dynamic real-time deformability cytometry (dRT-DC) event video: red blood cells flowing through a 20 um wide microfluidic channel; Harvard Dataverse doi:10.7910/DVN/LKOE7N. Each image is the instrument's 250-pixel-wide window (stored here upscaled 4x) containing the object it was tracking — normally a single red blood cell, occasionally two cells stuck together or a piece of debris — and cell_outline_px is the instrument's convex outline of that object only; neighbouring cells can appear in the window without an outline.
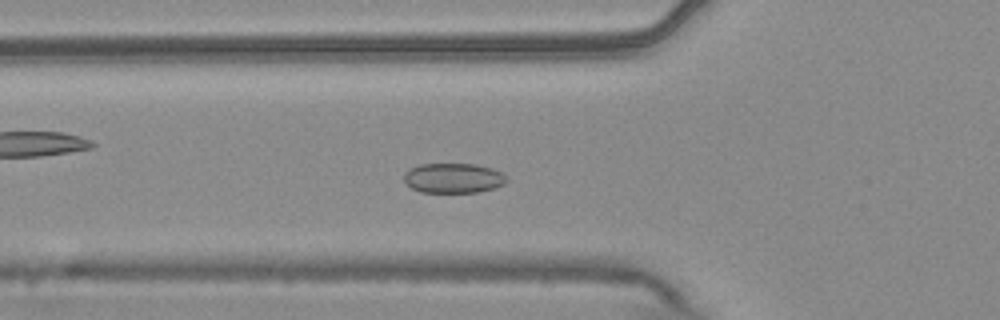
{"species": "common noctule bat (a hibernating species)", "species_latin": "Nyctalus noctula", "temperature_condition": "warm", "stored_images_in_passage": 52, "camera_frame_rate_fps": 3000, "um_per_image_px": 0.085, "animal": {"sex": "male", "body_mass_g": 20.4}, "frame": {"image": 1, "passage_image": 18, "time_ms": 5.667, "image_size_px": [1000, 320], "cell_outline_px": [[508, 180], [504, 184], [496, 188], [480, 192], [420, 192], [412, 188], [404, 180], [404, 172], [408, 168], [420, 164], [476, 164], [492, 168], [500, 172]], "centroid_in_image_um": [38.53, 15.13], "position_along_channel_um": 87.3, "area_um2": 17.98}}
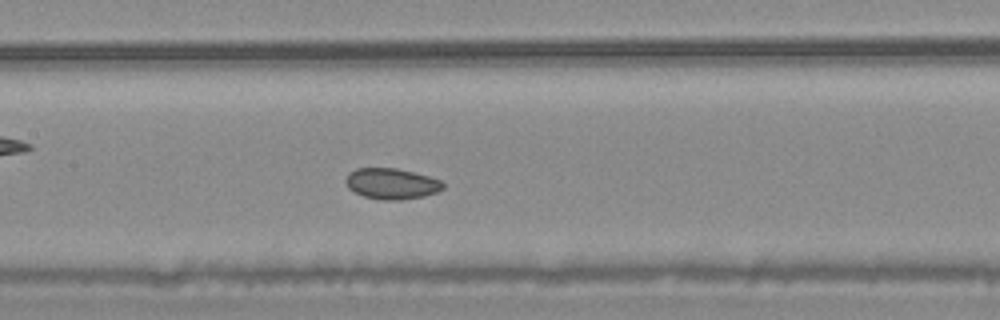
{"frame": {"image": 2, "passage_image": 25, "time_ms": 8.0, "image_size_px": [1000, 320], "cell_outline_px": [[444, 188], [436, 192], [424, 196], [400, 200], [380, 200], [364, 196], [348, 188], [344, 180], [348, 172], [356, 168], [396, 168], [428, 176], [440, 180], [444, 184]], "centroid_in_image_um": [33.25, 15.61], "position_along_channel_um": 174.1, "area_um2": 17.51}}
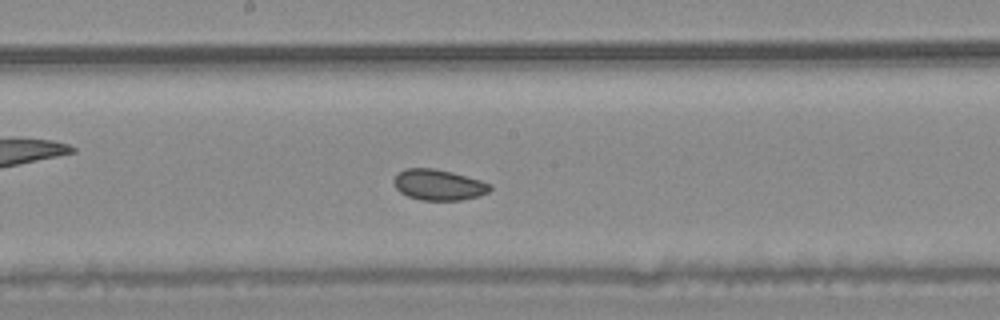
{"frame": {"image": 3, "passage_image": 28, "time_ms": 9.0, "image_size_px": [1000, 320], "cell_outline_px": [[492, 188], [488, 192], [480, 196], [460, 200], [420, 200], [408, 196], [400, 192], [396, 188], [392, 180], [404, 168], [436, 168], [452, 172], [480, 180], [492, 184]], "centroid_in_image_um": [37.29, 15.71], "position_along_channel_um": 210.9, "area_um2": 17.34}, "authors_computed_cell_mechanics": {"area_um2": 18.1203, "velocity_mm_per_s": 3.6964, "shape_relaxation_time_tau1_ms": 1.6826, "shape_relaxation_time_tau2_ms": 4.9308, "deformation_change_tau1": 0.0391, "deformation_change_tau2": 0.073}}